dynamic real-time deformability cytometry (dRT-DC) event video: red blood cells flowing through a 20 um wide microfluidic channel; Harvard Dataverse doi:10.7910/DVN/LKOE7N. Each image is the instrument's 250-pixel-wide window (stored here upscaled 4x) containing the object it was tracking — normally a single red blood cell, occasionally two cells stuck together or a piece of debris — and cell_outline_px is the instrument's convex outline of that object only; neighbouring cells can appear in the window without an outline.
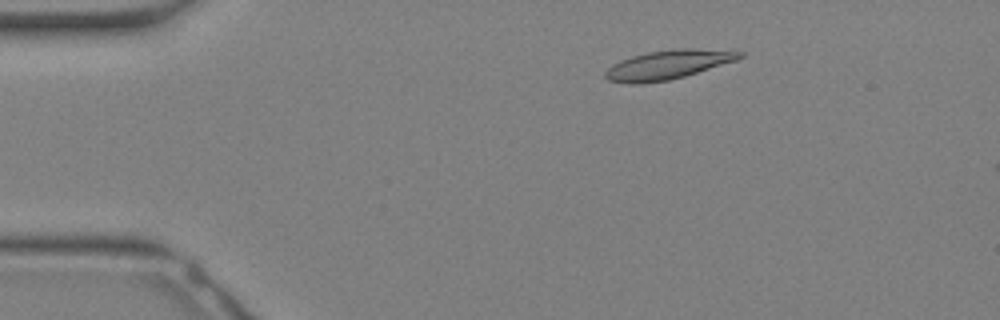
{"species": "Egyptian fruit bat (a non-hibernating species)", "species_latin": "Rousettus aegyptiacus", "temperature_condition": "warm", "stored_images_in_passage": 9, "camera_frame_rate_fps": 3000, "um_per_image_px": 0.085, "animal": {"sex": "female"}, "frame": {"image": 1, "passage_image": 6, "time_ms": 1.667, "image_size_px": [1000, 320], "cell_outline_px": [[744, 56], [736, 60], [684, 76], [668, 80], [640, 84], [628, 84], [608, 80], [604, 76], [604, 72], [612, 64], [620, 60], [632, 56], [648, 52], [676, 48], [692, 48], [744, 52]], "centroid_in_image_um": [56.72, 5.5], "position_along_channel_um": 28.3, "area_um2": 22.66}}